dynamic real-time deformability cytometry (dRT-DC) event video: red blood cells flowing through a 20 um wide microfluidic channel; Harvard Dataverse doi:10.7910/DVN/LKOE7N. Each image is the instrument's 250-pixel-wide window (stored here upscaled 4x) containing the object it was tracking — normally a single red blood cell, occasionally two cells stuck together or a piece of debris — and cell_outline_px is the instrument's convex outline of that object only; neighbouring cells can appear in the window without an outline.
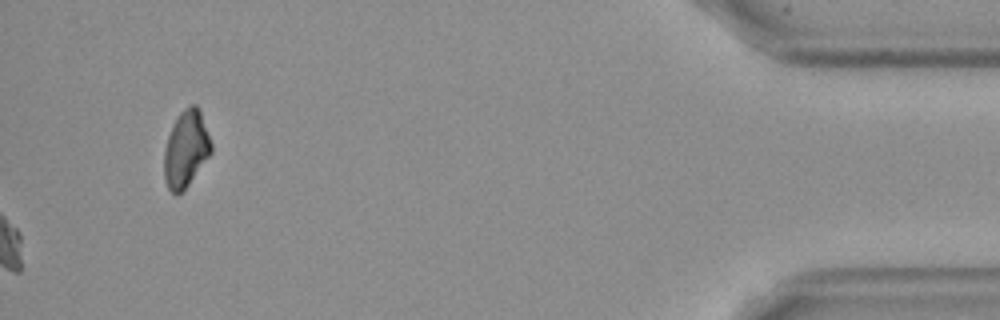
{"species": "Egyptian fruit bat (a non-hibernating species)", "species_latin": "Rousettus aegyptiacus", "temperature_condition": "cold", "stored_images_in_passage": 52, "camera_frame_rate_fps": 3000, "um_per_image_px": 0.085, "frame": {"image": 1, "passage_image": 52, "time_ms": 17.0, "image_size_px": [1000, 320], "cell_outline_px": [[212, 152], [188, 184], [176, 196], [168, 188], [164, 180], [164, 148], [168, 136], [180, 112], [184, 108], [192, 104], [196, 104], [200, 112], [212, 144]], "centroid_in_image_um": [15.79, 12.67], "position_along_channel_um": 419.4, "area_um2": 20.63}}